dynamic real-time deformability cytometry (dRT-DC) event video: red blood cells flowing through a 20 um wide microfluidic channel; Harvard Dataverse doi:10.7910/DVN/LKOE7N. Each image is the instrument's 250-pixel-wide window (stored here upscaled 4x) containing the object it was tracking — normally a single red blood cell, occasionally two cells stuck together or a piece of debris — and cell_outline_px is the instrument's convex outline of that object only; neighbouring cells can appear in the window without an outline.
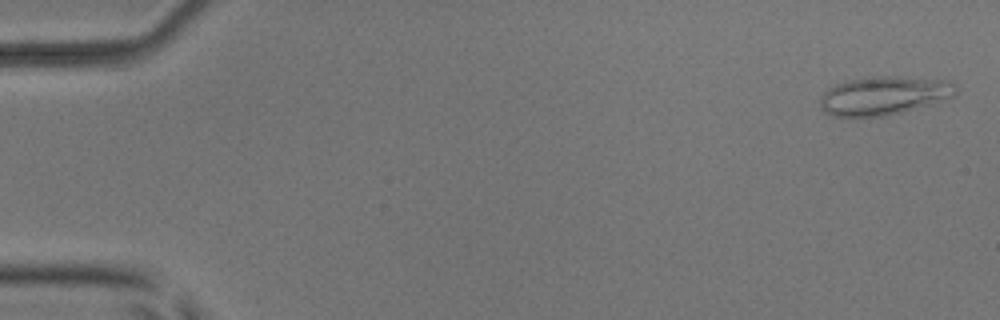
{"species": "common noctule bat (a hibernating species)", "species_latin": "Nyctalus noctula", "temperature_condition": "room temperature", "stored_images_in_passage": 4, "camera_frame_rate_fps": 3000, "um_per_image_px": 0.085, "animal": {"sex": "male", "body_mass_g": 17.9, "forearm_length_mm": 54.2}, "frame": {"image": 1, "passage_image": 1, "time_ms": 0.0, "image_size_px": [1000, 320], "cell_outline_px": [[956, 96], [900, 112], [880, 116], [832, 116], [824, 112], [820, 108], [820, 96], [828, 88], [836, 84], [848, 80], [880, 76], [900, 76], [944, 80], [956, 84]], "centroid_in_image_um": [75.1, 8.11], "position_along_channel_um": 9.9, "area_um2": 30.23}}